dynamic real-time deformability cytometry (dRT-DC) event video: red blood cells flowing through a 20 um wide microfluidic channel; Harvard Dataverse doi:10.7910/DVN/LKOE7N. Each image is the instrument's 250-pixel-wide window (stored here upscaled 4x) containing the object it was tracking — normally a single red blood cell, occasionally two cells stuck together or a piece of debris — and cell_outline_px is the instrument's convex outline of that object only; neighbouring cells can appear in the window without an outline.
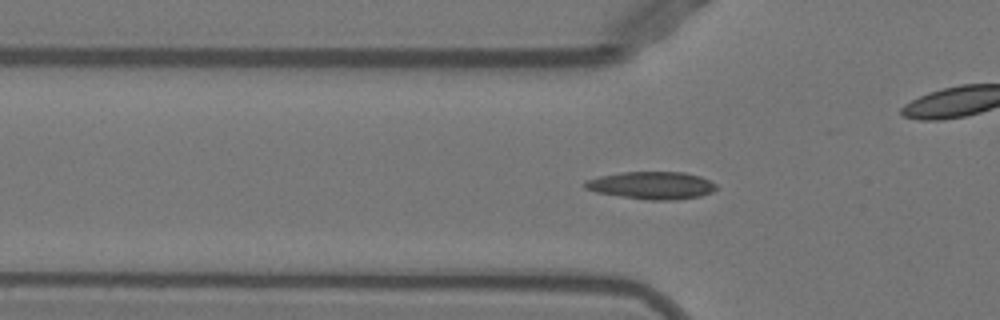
{"species": "Egyptian fruit bat (a non-hibernating species)", "species_latin": "Rousettus aegyptiacus", "temperature_condition": "warm", "stored_images_in_passage": 49, "camera_frame_rate_fps": 3000, "um_per_image_px": 0.085, "animal": {"sex": "female"}, "frame": {"image": 1, "passage_image": 13, "time_ms": 4.0, "image_size_px": [1000, 320], "cell_outline_px": [[716, 188], [712, 192], [700, 196], [672, 200], [648, 200], [620, 196], [596, 192], [584, 188], [584, 180], [600, 176], [624, 172], [684, 172], [700, 176], [716, 184]], "centroid_in_image_um": [55.38, 15.75], "position_along_channel_um": 70.4, "area_um2": 20.98}}
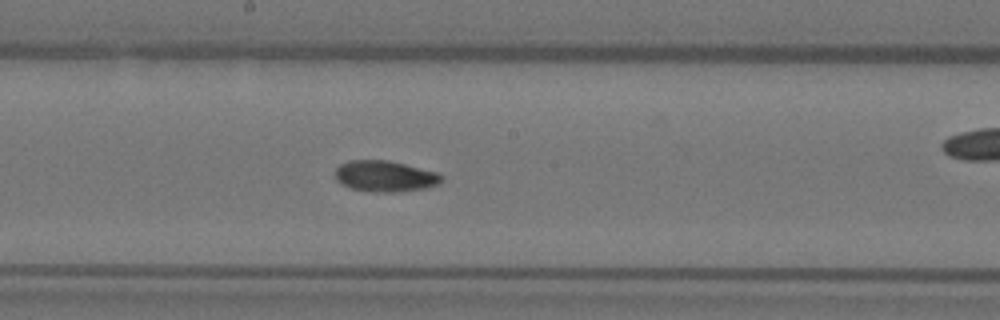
{"frame": {"image": 2, "passage_image": 24, "time_ms": 7.667, "image_size_px": [1000, 320], "cell_outline_px": [[444, 180], [440, 184], [428, 188], [400, 192], [372, 192], [352, 188], [336, 180], [336, 168], [340, 164], [348, 160], [388, 160], [440, 172], [444, 176]], "centroid_in_image_um": [32.81, 14.98], "position_along_channel_um": 215.4, "area_um2": 19.59}}
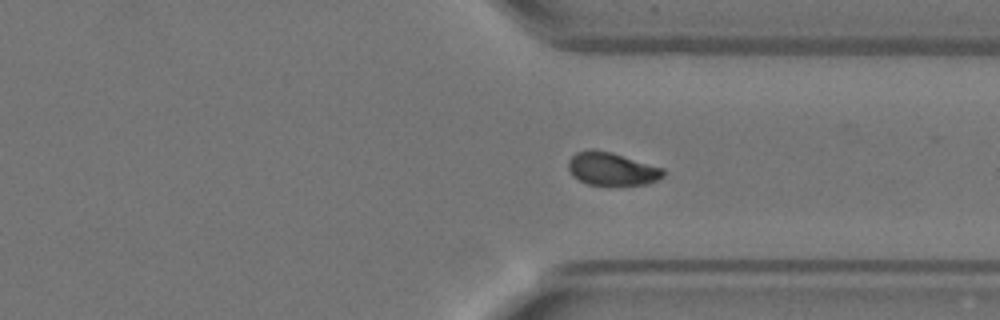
{"frame": {"image": 3, "passage_image": 35, "time_ms": 11.333, "image_size_px": [1000, 320], "cell_outline_px": [[664, 176], [648, 184], [588, 184], [572, 176], [568, 168], [568, 160], [576, 152], [592, 148], [608, 152], [664, 168]], "centroid_in_image_um": [51.97, 14.35], "position_along_channel_um": 359.4, "area_um2": 17.92}, "authors_computed_cell_mechanics": {"area_um2": 18.9006, "velocity_mm_per_s": 3.9273, "shape_relaxation_time_tau1_ms": 5.573, "shape_relaxation_time_tau2_ms": 2.0974, "deformation_change_tau1": 0.194, "deformation_change_tau2": 0.0599}}